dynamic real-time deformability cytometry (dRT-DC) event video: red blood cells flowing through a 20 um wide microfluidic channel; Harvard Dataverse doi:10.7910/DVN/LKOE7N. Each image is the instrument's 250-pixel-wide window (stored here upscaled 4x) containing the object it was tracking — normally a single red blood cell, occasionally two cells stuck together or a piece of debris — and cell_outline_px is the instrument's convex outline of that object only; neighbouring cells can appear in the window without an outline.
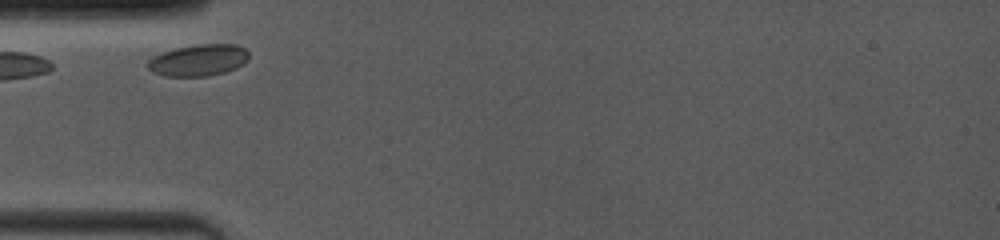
{"species": "common noctule bat (a hibernating species)", "species_latin": "Nyctalus noctula", "temperature_condition": "room temperature", "stored_images_in_passage": 2, "camera_frame_rate_fps": 4000, "um_per_image_px": 0.085, "animal": {"sex": "female", "body_mass_g": 19.0, "forearm_length_mm": 53.3}, "frame": {"image": 1, "passage_image": 1, "time_ms": 0.0, "image_size_px": [1000, 240], "cell_outline_px": [[248, 60], [236, 68], [224, 72], [208, 76], [164, 76], [152, 72], [144, 64], [152, 56], [176, 48], [196, 44], [236, 44], [244, 48], [248, 52]], "centroid_in_image_um": [16.84, 5.12], "position_along_channel_um": 68.2, "area_um2": 18.73}}